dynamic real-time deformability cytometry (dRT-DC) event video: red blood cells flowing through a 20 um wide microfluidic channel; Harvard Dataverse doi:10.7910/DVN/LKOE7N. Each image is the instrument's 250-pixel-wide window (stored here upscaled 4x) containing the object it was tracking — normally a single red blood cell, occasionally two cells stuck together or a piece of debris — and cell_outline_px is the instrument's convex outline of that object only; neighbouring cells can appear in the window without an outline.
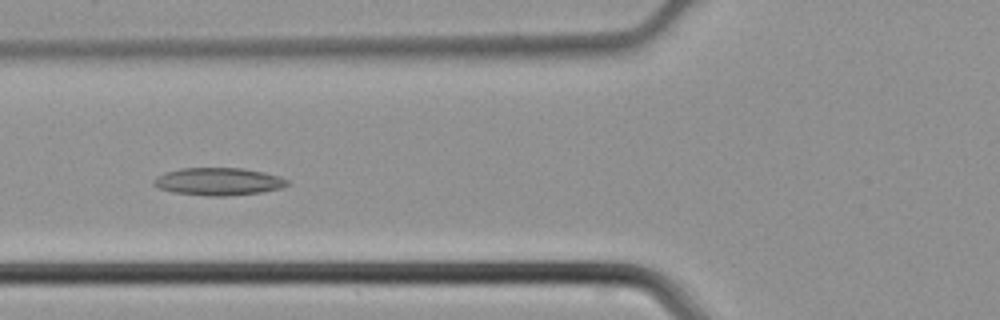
{"species": "common noctule bat (a hibernating species)", "species_latin": "Nyctalus noctula", "temperature_condition": "cold", "stored_images_in_passage": 46, "camera_frame_rate_fps": 3000, "um_per_image_px": 0.085, "animal": {"sex": "male", "body_mass_g": 21.5, "forearm_length_mm": 52.0}, "frame": {"image": 1, "passage_image": 18, "time_ms": 5.667, "image_size_px": [1000, 320], "cell_outline_px": [[288, 184], [280, 188], [260, 192], [224, 196], [208, 196], [172, 192], [160, 188], [152, 184], [152, 180], [156, 176], [164, 172], [180, 168], [244, 168], [264, 172], [280, 176], [288, 180]], "centroid_in_image_um": [18.52, 15.42], "position_along_channel_um": 107.3, "area_um2": 21.5}}
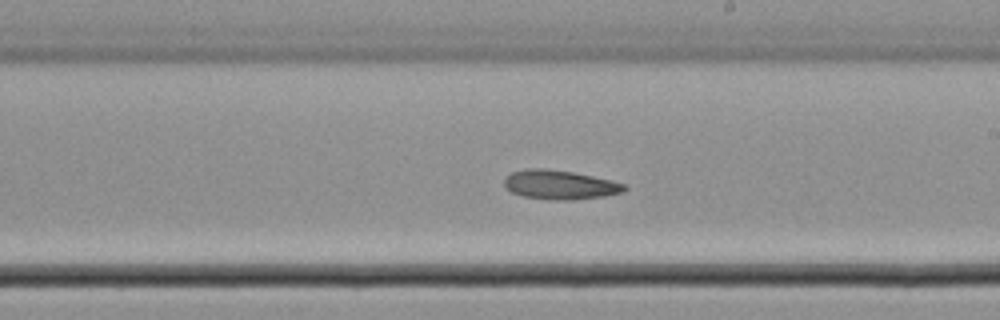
{"frame": {"image": 2, "passage_image": 27, "time_ms": 8.667, "image_size_px": [1000, 320], "cell_outline_px": [[628, 188], [624, 192], [604, 196], [572, 200], [552, 200], [524, 196], [512, 192], [504, 184], [504, 180], [512, 172], [528, 168], [544, 168], [572, 172], [612, 180], [624, 184]], "centroid_in_image_um": [47.62, 15.71], "position_along_channel_um": 241.4, "area_um2": 20.29}}
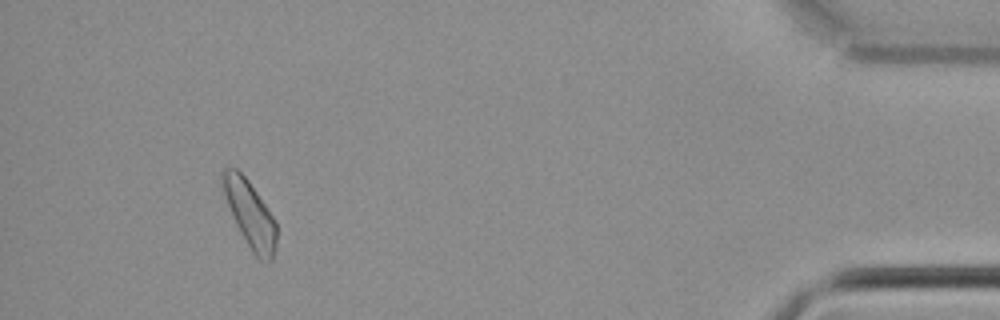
{"frame": {"image": 3, "passage_image": 43, "time_ms": 14.0, "image_size_px": [1000, 320], "cell_outline_px": [[276, 248], [272, 260], [268, 264], [260, 260], [252, 252], [240, 232], [236, 224], [228, 204], [224, 192], [220, 176], [220, 172], [228, 168], [236, 168], [248, 180], [276, 220]], "centroid_in_image_um": [21.27, 18.23], "position_along_channel_um": 413.9, "area_um2": 20.75}}